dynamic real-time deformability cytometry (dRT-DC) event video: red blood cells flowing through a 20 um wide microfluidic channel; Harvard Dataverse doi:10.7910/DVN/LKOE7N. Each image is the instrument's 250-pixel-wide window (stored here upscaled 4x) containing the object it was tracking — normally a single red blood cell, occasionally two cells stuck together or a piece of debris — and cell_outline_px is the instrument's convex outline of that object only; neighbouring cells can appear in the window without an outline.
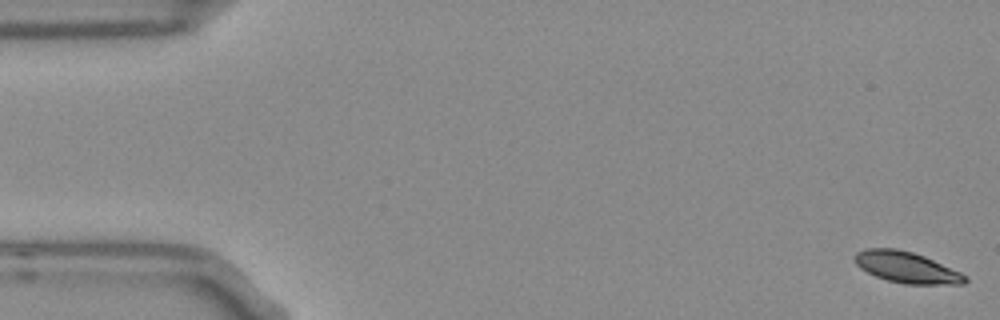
{"species": "Egyptian fruit bat (a non-hibernating species)", "species_latin": "Rousettus aegyptiacus", "temperature_condition": "room temperature", "stored_images_in_passage": 54, "camera_frame_rate_fps": 3000, "um_per_image_px": 0.085, "frame": {"image": 1, "passage_image": 1, "time_ms": 0.0, "image_size_px": [1000, 320], "cell_outline_px": [[968, 280], [964, 284], [904, 284], [888, 280], [876, 276], [860, 268], [856, 264], [852, 256], [856, 252], [864, 248], [896, 248], [912, 252], [924, 256], [960, 272], [968, 276]], "centroid_in_image_um": [77.04, 22.72], "position_along_channel_um": 8.0, "area_um2": 20.06}}
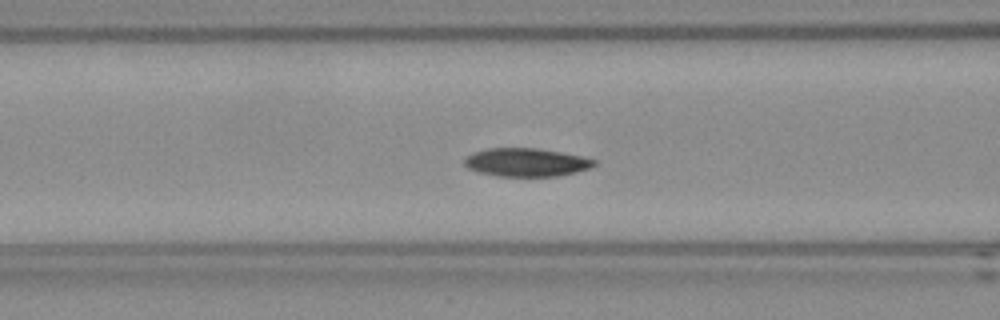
{"frame": {"image": 2, "passage_image": 21, "time_ms": 6.667, "image_size_px": [1000, 320], "cell_outline_px": [[596, 164], [592, 168], [560, 176], [496, 176], [480, 172], [468, 168], [464, 164], [464, 160], [472, 152], [488, 148], [536, 148], [560, 152], [580, 156], [596, 160]], "centroid_in_image_um": [44.74, 13.8], "position_along_channel_um": 121.9, "area_um2": 21.39}}
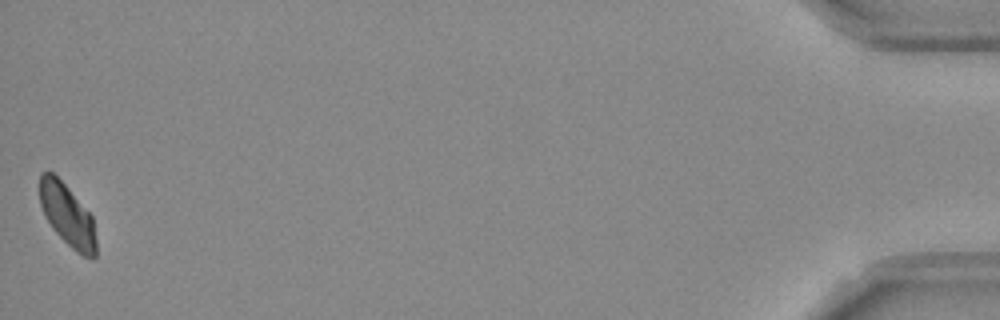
{"frame": {"image": 3, "passage_image": 54, "time_ms": 17.667, "image_size_px": [1000, 320], "cell_outline_px": [[96, 256], [92, 260], [76, 252], [52, 228], [44, 216], [40, 204], [40, 172], [52, 172], [68, 188], [92, 216], [96, 240]], "centroid_in_image_um": [5.73, 18.31], "position_along_channel_um": 429.5, "area_um2": 20.23}, "authors_computed_cell_mechanics": {"area_um2": 21.2126, "velocity_mm_per_s": 3.7133, "shape_relaxation_time_tau1_ms": 3.703, "shape_relaxation_time_tau2_ms": null, "deformation_change_tau1": 0.0932, "deformation_change_tau2": null}}